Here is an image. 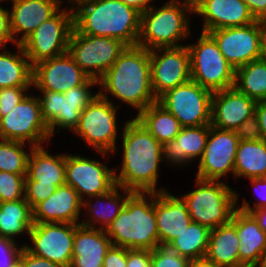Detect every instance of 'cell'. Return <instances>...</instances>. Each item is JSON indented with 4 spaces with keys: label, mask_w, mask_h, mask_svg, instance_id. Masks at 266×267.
Masks as SVG:
<instances>
[{
    "label": "cell",
    "mask_w": 266,
    "mask_h": 267,
    "mask_svg": "<svg viewBox=\"0 0 266 267\" xmlns=\"http://www.w3.org/2000/svg\"><path fill=\"white\" fill-rule=\"evenodd\" d=\"M124 4L131 6L132 8H135L140 13H143L144 11L148 10L150 7H152L154 4H156L157 0H120Z\"/></svg>",
    "instance_id": "51"
},
{
    "label": "cell",
    "mask_w": 266,
    "mask_h": 267,
    "mask_svg": "<svg viewBox=\"0 0 266 267\" xmlns=\"http://www.w3.org/2000/svg\"><path fill=\"white\" fill-rule=\"evenodd\" d=\"M18 261L23 267H61L52 261L31 254L24 247L19 252Z\"/></svg>",
    "instance_id": "48"
},
{
    "label": "cell",
    "mask_w": 266,
    "mask_h": 267,
    "mask_svg": "<svg viewBox=\"0 0 266 267\" xmlns=\"http://www.w3.org/2000/svg\"><path fill=\"white\" fill-rule=\"evenodd\" d=\"M15 45L10 28V15L8 5L0 3V47H9Z\"/></svg>",
    "instance_id": "45"
},
{
    "label": "cell",
    "mask_w": 266,
    "mask_h": 267,
    "mask_svg": "<svg viewBox=\"0 0 266 267\" xmlns=\"http://www.w3.org/2000/svg\"><path fill=\"white\" fill-rule=\"evenodd\" d=\"M32 74L33 66L21 44H15L12 47H0V89L32 87Z\"/></svg>",
    "instance_id": "32"
},
{
    "label": "cell",
    "mask_w": 266,
    "mask_h": 267,
    "mask_svg": "<svg viewBox=\"0 0 266 267\" xmlns=\"http://www.w3.org/2000/svg\"><path fill=\"white\" fill-rule=\"evenodd\" d=\"M262 23H263V26H264V32L266 34V16L262 19Z\"/></svg>",
    "instance_id": "58"
},
{
    "label": "cell",
    "mask_w": 266,
    "mask_h": 267,
    "mask_svg": "<svg viewBox=\"0 0 266 267\" xmlns=\"http://www.w3.org/2000/svg\"><path fill=\"white\" fill-rule=\"evenodd\" d=\"M191 260L182 257L172 242H159L151 250V267H189Z\"/></svg>",
    "instance_id": "39"
},
{
    "label": "cell",
    "mask_w": 266,
    "mask_h": 267,
    "mask_svg": "<svg viewBox=\"0 0 266 267\" xmlns=\"http://www.w3.org/2000/svg\"><path fill=\"white\" fill-rule=\"evenodd\" d=\"M11 267H23L19 261H16Z\"/></svg>",
    "instance_id": "56"
},
{
    "label": "cell",
    "mask_w": 266,
    "mask_h": 267,
    "mask_svg": "<svg viewBox=\"0 0 266 267\" xmlns=\"http://www.w3.org/2000/svg\"><path fill=\"white\" fill-rule=\"evenodd\" d=\"M231 222L236 226L240 239L239 258L246 267H255L266 260V233L255 218L236 209Z\"/></svg>",
    "instance_id": "27"
},
{
    "label": "cell",
    "mask_w": 266,
    "mask_h": 267,
    "mask_svg": "<svg viewBox=\"0 0 266 267\" xmlns=\"http://www.w3.org/2000/svg\"><path fill=\"white\" fill-rule=\"evenodd\" d=\"M74 28L81 34L105 36L137 46L141 13L120 0H79L73 5Z\"/></svg>",
    "instance_id": "3"
},
{
    "label": "cell",
    "mask_w": 266,
    "mask_h": 267,
    "mask_svg": "<svg viewBox=\"0 0 266 267\" xmlns=\"http://www.w3.org/2000/svg\"><path fill=\"white\" fill-rule=\"evenodd\" d=\"M81 214L82 200L77 191L66 183L32 208L33 223L80 224Z\"/></svg>",
    "instance_id": "25"
},
{
    "label": "cell",
    "mask_w": 266,
    "mask_h": 267,
    "mask_svg": "<svg viewBox=\"0 0 266 267\" xmlns=\"http://www.w3.org/2000/svg\"><path fill=\"white\" fill-rule=\"evenodd\" d=\"M182 1H185V2H188V3H191V4H196L199 0H182Z\"/></svg>",
    "instance_id": "57"
},
{
    "label": "cell",
    "mask_w": 266,
    "mask_h": 267,
    "mask_svg": "<svg viewBox=\"0 0 266 267\" xmlns=\"http://www.w3.org/2000/svg\"><path fill=\"white\" fill-rule=\"evenodd\" d=\"M261 59L266 62V34L262 38Z\"/></svg>",
    "instance_id": "54"
},
{
    "label": "cell",
    "mask_w": 266,
    "mask_h": 267,
    "mask_svg": "<svg viewBox=\"0 0 266 267\" xmlns=\"http://www.w3.org/2000/svg\"><path fill=\"white\" fill-rule=\"evenodd\" d=\"M198 33L194 37L196 42L192 33L186 44L190 53L191 80L212 92L234 87L235 69L208 33Z\"/></svg>",
    "instance_id": "9"
},
{
    "label": "cell",
    "mask_w": 266,
    "mask_h": 267,
    "mask_svg": "<svg viewBox=\"0 0 266 267\" xmlns=\"http://www.w3.org/2000/svg\"><path fill=\"white\" fill-rule=\"evenodd\" d=\"M189 267H218L207 259L191 260Z\"/></svg>",
    "instance_id": "53"
},
{
    "label": "cell",
    "mask_w": 266,
    "mask_h": 267,
    "mask_svg": "<svg viewBox=\"0 0 266 267\" xmlns=\"http://www.w3.org/2000/svg\"><path fill=\"white\" fill-rule=\"evenodd\" d=\"M119 110L121 109L98 94L81 112L72 138H80L94 154L95 151L112 154L125 124L131 118L126 116L129 118L120 122Z\"/></svg>",
    "instance_id": "7"
},
{
    "label": "cell",
    "mask_w": 266,
    "mask_h": 267,
    "mask_svg": "<svg viewBox=\"0 0 266 267\" xmlns=\"http://www.w3.org/2000/svg\"><path fill=\"white\" fill-rule=\"evenodd\" d=\"M193 189L182 193L192 222L210 230L231 221L236 210V188L223 180L194 178Z\"/></svg>",
    "instance_id": "6"
},
{
    "label": "cell",
    "mask_w": 266,
    "mask_h": 267,
    "mask_svg": "<svg viewBox=\"0 0 266 267\" xmlns=\"http://www.w3.org/2000/svg\"><path fill=\"white\" fill-rule=\"evenodd\" d=\"M246 181H248L246 183H250L249 185H251L246 187H251L248 190L253 191L250 195H253V197H255V200L253 199V197L250 198L253 201L245 198L246 195H242L241 193H239L240 191H237V189L239 188H236V209L242 212L250 213L251 211L266 207V177L251 178L246 179ZM240 196H244L242 197V200Z\"/></svg>",
    "instance_id": "38"
},
{
    "label": "cell",
    "mask_w": 266,
    "mask_h": 267,
    "mask_svg": "<svg viewBox=\"0 0 266 267\" xmlns=\"http://www.w3.org/2000/svg\"><path fill=\"white\" fill-rule=\"evenodd\" d=\"M255 267H266V260L263 261L260 265H257Z\"/></svg>",
    "instance_id": "59"
},
{
    "label": "cell",
    "mask_w": 266,
    "mask_h": 267,
    "mask_svg": "<svg viewBox=\"0 0 266 267\" xmlns=\"http://www.w3.org/2000/svg\"><path fill=\"white\" fill-rule=\"evenodd\" d=\"M32 226V208L25 198L0 203V237L24 246Z\"/></svg>",
    "instance_id": "31"
},
{
    "label": "cell",
    "mask_w": 266,
    "mask_h": 267,
    "mask_svg": "<svg viewBox=\"0 0 266 267\" xmlns=\"http://www.w3.org/2000/svg\"><path fill=\"white\" fill-rule=\"evenodd\" d=\"M32 87H7L0 89V118L9 114L10 110L25 97Z\"/></svg>",
    "instance_id": "41"
},
{
    "label": "cell",
    "mask_w": 266,
    "mask_h": 267,
    "mask_svg": "<svg viewBox=\"0 0 266 267\" xmlns=\"http://www.w3.org/2000/svg\"><path fill=\"white\" fill-rule=\"evenodd\" d=\"M250 214L258 222L260 228L266 233V207L251 211Z\"/></svg>",
    "instance_id": "52"
},
{
    "label": "cell",
    "mask_w": 266,
    "mask_h": 267,
    "mask_svg": "<svg viewBox=\"0 0 266 267\" xmlns=\"http://www.w3.org/2000/svg\"><path fill=\"white\" fill-rule=\"evenodd\" d=\"M149 55L151 84L156 99L168 90L191 80L187 45L152 49Z\"/></svg>",
    "instance_id": "18"
},
{
    "label": "cell",
    "mask_w": 266,
    "mask_h": 267,
    "mask_svg": "<svg viewBox=\"0 0 266 267\" xmlns=\"http://www.w3.org/2000/svg\"><path fill=\"white\" fill-rule=\"evenodd\" d=\"M22 247L10 239L0 237V267H11L18 261Z\"/></svg>",
    "instance_id": "44"
},
{
    "label": "cell",
    "mask_w": 266,
    "mask_h": 267,
    "mask_svg": "<svg viewBox=\"0 0 266 267\" xmlns=\"http://www.w3.org/2000/svg\"><path fill=\"white\" fill-rule=\"evenodd\" d=\"M194 16L202 20L201 32L241 27L256 21L244 0H199L194 4Z\"/></svg>",
    "instance_id": "20"
},
{
    "label": "cell",
    "mask_w": 266,
    "mask_h": 267,
    "mask_svg": "<svg viewBox=\"0 0 266 267\" xmlns=\"http://www.w3.org/2000/svg\"><path fill=\"white\" fill-rule=\"evenodd\" d=\"M266 177V140L239 141L234 167L238 179Z\"/></svg>",
    "instance_id": "33"
},
{
    "label": "cell",
    "mask_w": 266,
    "mask_h": 267,
    "mask_svg": "<svg viewBox=\"0 0 266 267\" xmlns=\"http://www.w3.org/2000/svg\"><path fill=\"white\" fill-rule=\"evenodd\" d=\"M244 2L256 20H262L266 16V0H244Z\"/></svg>",
    "instance_id": "49"
},
{
    "label": "cell",
    "mask_w": 266,
    "mask_h": 267,
    "mask_svg": "<svg viewBox=\"0 0 266 267\" xmlns=\"http://www.w3.org/2000/svg\"><path fill=\"white\" fill-rule=\"evenodd\" d=\"M34 91L39 95L41 115L47 124L51 140L58 134L60 136L61 131L71 134L79 123L81 112L99 94L98 80L94 78L64 94L56 91Z\"/></svg>",
    "instance_id": "8"
},
{
    "label": "cell",
    "mask_w": 266,
    "mask_h": 267,
    "mask_svg": "<svg viewBox=\"0 0 266 267\" xmlns=\"http://www.w3.org/2000/svg\"><path fill=\"white\" fill-rule=\"evenodd\" d=\"M161 144L174 140L182 128L177 118L155 102L135 117Z\"/></svg>",
    "instance_id": "34"
},
{
    "label": "cell",
    "mask_w": 266,
    "mask_h": 267,
    "mask_svg": "<svg viewBox=\"0 0 266 267\" xmlns=\"http://www.w3.org/2000/svg\"><path fill=\"white\" fill-rule=\"evenodd\" d=\"M102 267H127V248L112 245L104 257Z\"/></svg>",
    "instance_id": "46"
},
{
    "label": "cell",
    "mask_w": 266,
    "mask_h": 267,
    "mask_svg": "<svg viewBox=\"0 0 266 267\" xmlns=\"http://www.w3.org/2000/svg\"><path fill=\"white\" fill-rule=\"evenodd\" d=\"M51 143L32 148L25 181H39V184H54L57 187L66 183V151L52 153L48 148Z\"/></svg>",
    "instance_id": "29"
},
{
    "label": "cell",
    "mask_w": 266,
    "mask_h": 267,
    "mask_svg": "<svg viewBox=\"0 0 266 267\" xmlns=\"http://www.w3.org/2000/svg\"><path fill=\"white\" fill-rule=\"evenodd\" d=\"M212 94L189 80L165 92L157 102L177 118L181 127H196L211 123Z\"/></svg>",
    "instance_id": "14"
},
{
    "label": "cell",
    "mask_w": 266,
    "mask_h": 267,
    "mask_svg": "<svg viewBox=\"0 0 266 267\" xmlns=\"http://www.w3.org/2000/svg\"><path fill=\"white\" fill-rule=\"evenodd\" d=\"M126 47L116 38L81 34L73 28L68 53L86 74L99 80Z\"/></svg>",
    "instance_id": "13"
},
{
    "label": "cell",
    "mask_w": 266,
    "mask_h": 267,
    "mask_svg": "<svg viewBox=\"0 0 266 267\" xmlns=\"http://www.w3.org/2000/svg\"><path fill=\"white\" fill-rule=\"evenodd\" d=\"M234 87L256 102L266 100V62L258 59L237 68Z\"/></svg>",
    "instance_id": "35"
},
{
    "label": "cell",
    "mask_w": 266,
    "mask_h": 267,
    "mask_svg": "<svg viewBox=\"0 0 266 267\" xmlns=\"http://www.w3.org/2000/svg\"><path fill=\"white\" fill-rule=\"evenodd\" d=\"M64 5L63 0H11L8 8L15 43L21 44L40 24L54 16Z\"/></svg>",
    "instance_id": "22"
},
{
    "label": "cell",
    "mask_w": 266,
    "mask_h": 267,
    "mask_svg": "<svg viewBox=\"0 0 266 267\" xmlns=\"http://www.w3.org/2000/svg\"><path fill=\"white\" fill-rule=\"evenodd\" d=\"M210 229L196 222L190 225L179 234L172 244L178 249L182 257L189 260H198L205 258Z\"/></svg>",
    "instance_id": "36"
},
{
    "label": "cell",
    "mask_w": 266,
    "mask_h": 267,
    "mask_svg": "<svg viewBox=\"0 0 266 267\" xmlns=\"http://www.w3.org/2000/svg\"><path fill=\"white\" fill-rule=\"evenodd\" d=\"M154 209L159 242H172L192 222L184 197L169 188L154 192Z\"/></svg>",
    "instance_id": "24"
},
{
    "label": "cell",
    "mask_w": 266,
    "mask_h": 267,
    "mask_svg": "<svg viewBox=\"0 0 266 267\" xmlns=\"http://www.w3.org/2000/svg\"><path fill=\"white\" fill-rule=\"evenodd\" d=\"M84 155L76 152L73 154L67 150L65 167L66 184L77 191L82 201L105 194L116 186L114 167H110L111 164L108 163L109 160L112 163V159H116L112 154L96 152L93 157ZM97 155L101 159H98Z\"/></svg>",
    "instance_id": "10"
},
{
    "label": "cell",
    "mask_w": 266,
    "mask_h": 267,
    "mask_svg": "<svg viewBox=\"0 0 266 267\" xmlns=\"http://www.w3.org/2000/svg\"><path fill=\"white\" fill-rule=\"evenodd\" d=\"M209 129L210 124L182 127L174 140L162 144V160L166 168L183 171L188 165L194 167L204 153Z\"/></svg>",
    "instance_id": "21"
},
{
    "label": "cell",
    "mask_w": 266,
    "mask_h": 267,
    "mask_svg": "<svg viewBox=\"0 0 266 267\" xmlns=\"http://www.w3.org/2000/svg\"><path fill=\"white\" fill-rule=\"evenodd\" d=\"M131 193L132 191L116 185L105 194L84 199L80 225L107 230L119 215Z\"/></svg>",
    "instance_id": "26"
},
{
    "label": "cell",
    "mask_w": 266,
    "mask_h": 267,
    "mask_svg": "<svg viewBox=\"0 0 266 267\" xmlns=\"http://www.w3.org/2000/svg\"><path fill=\"white\" fill-rule=\"evenodd\" d=\"M106 233L115 246L155 249L159 239L154 192H132Z\"/></svg>",
    "instance_id": "5"
},
{
    "label": "cell",
    "mask_w": 266,
    "mask_h": 267,
    "mask_svg": "<svg viewBox=\"0 0 266 267\" xmlns=\"http://www.w3.org/2000/svg\"><path fill=\"white\" fill-rule=\"evenodd\" d=\"M264 33L262 20H256L246 26L216 29L208 32L217 43L225 59L235 70L251 61L261 59Z\"/></svg>",
    "instance_id": "17"
},
{
    "label": "cell",
    "mask_w": 266,
    "mask_h": 267,
    "mask_svg": "<svg viewBox=\"0 0 266 267\" xmlns=\"http://www.w3.org/2000/svg\"><path fill=\"white\" fill-rule=\"evenodd\" d=\"M57 189L54 184H39V181H25V199L33 208L39 202L46 200Z\"/></svg>",
    "instance_id": "42"
},
{
    "label": "cell",
    "mask_w": 266,
    "mask_h": 267,
    "mask_svg": "<svg viewBox=\"0 0 266 267\" xmlns=\"http://www.w3.org/2000/svg\"><path fill=\"white\" fill-rule=\"evenodd\" d=\"M255 115L257 116L263 139L266 140V100L256 103Z\"/></svg>",
    "instance_id": "50"
},
{
    "label": "cell",
    "mask_w": 266,
    "mask_h": 267,
    "mask_svg": "<svg viewBox=\"0 0 266 267\" xmlns=\"http://www.w3.org/2000/svg\"><path fill=\"white\" fill-rule=\"evenodd\" d=\"M112 156L121 160L115 164V182L132 192H160L168 188L159 186L162 166V144L134 117L125 124ZM119 152V153H118ZM160 180V181H159Z\"/></svg>",
    "instance_id": "1"
},
{
    "label": "cell",
    "mask_w": 266,
    "mask_h": 267,
    "mask_svg": "<svg viewBox=\"0 0 266 267\" xmlns=\"http://www.w3.org/2000/svg\"><path fill=\"white\" fill-rule=\"evenodd\" d=\"M112 245L106 230L79 225L75 229L70 267H102Z\"/></svg>",
    "instance_id": "28"
},
{
    "label": "cell",
    "mask_w": 266,
    "mask_h": 267,
    "mask_svg": "<svg viewBox=\"0 0 266 267\" xmlns=\"http://www.w3.org/2000/svg\"><path fill=\"white\" fill-rule=\"evenodd\" d=\"M127 267H151V250L127 248Z\"/></svg>",
    "instance_id": "47"
},
{
    "label": "cell",
    "mask_w": 266,
    "mask_h": 267,
    "mask_svg": "<svg viewBox=\"0 0 266 267\" xmlns=\"http://www.w3.org/2000/svg\"><path fill=\"white\" fill-rule=\"evenodd\" d=\"M80 224L33 223L26 244L31 254L52 261L61 267H70L75 229Z\"/></svg>",
    "instance_id": "16"
},
{
    "label": "cell",
    "mask_w": 266,
    "mask_h": 267,
    "mask_svg": "<svg viewBox=\"0 0 266 267\" xmlns=\"http://www.w3.org/2000/svg\"><path fill=\"white\" fill-rule=\"evenodd\" d=\"M239 138L235 131L220 130L210 125L206 147L193 170L202 180H234V167Z\"/></svg>",
    "instance_id": "15"
},
{
    "label": "cell",
    "mask_w": 266,
    "mask_h": 267,
    "mask_svg": "<svg viewBox=\"0 0 266 267\" xmlns=\"http://www.w3.org/2000/svg\"><path fill=\"white\" fill-rule=\"evenodd\" d=\"M26 174L0 171V203L25 198Z\"/></svg>",
    "instance_id": "40"
},
{
    "label": "cell",
    "mask_w": 266,
    "mask_h": 267,
    "mask_svg": "<svg viewBox=\"0 0 266 267\" xmlns=\"http://www.w3.org/2000/svg\"><path fill=\"white\" fill-rule=\"evenodd\" d=\"M9 112L0 118V139L23 142L33 147L55 141L51 140L41 115L38 95L33 89Z\"/></svg>",
    "instance_id": "12"
},
{
    "label": "cell",
    "mask_w": 266,
    "mask_h": 267,
    "mask_svg": "<svg viewBox=\"0 0 266 267\" xmlns=\"http://www.w3.org/2000/svg\"><path fill=\"white\" fill-rule=\"evenodd\" d=\"M235 133L240 141L263 140V135L255 114L244 120L235 130Z\"/></svg>",
    "instance_id": "43"
},
{
    "label": "cell",
    "mask_w": 266,
    "mask_h": 267,
    "mask_svg": "<svg viewBox=\"0 0 266 267\" xmlns=\"http://www.w3.org/2000/svg\"><path fill=\"white\" fill-rule=\"evenodd\" d=\"M98 91L118 108L122 109L124 104L132 109L134 114L128 115L134 118L157 102L151 84L149 50L138 45L127 46L98 80Z\"/></svg>",
    "instance_id": "2"
},
{
    "label": "cell",
    "mask_w": 266,
    "mask_h": 267,
    "mask_svg": "<svg viewBox=\"0 0 266 267\" xmlns=\"http://www.w3.org/2000/svg\"><path fill=\"white\" fill-rule=\"evenodd\" d=\"M65 4H68V5H73L76 1H79V0H63Z\"/></svg>",
    "instance_id": "55"
},
{
    "label": "cell",
    "mask_w": 266,
    "mask_h": 267,
    "mask_svg": "<svg viewBox=\"0 0 266 267\" xmlns=\"http://www.w3.org/2000/svg\"><path fill=\"white\" fill-rule=\"evenodd\" d=\"M11 0H0V3H5L6 5H8V3L10 2Z\"/></svg>",
    "instance_id": "60"
},
{
    "label": "cell",
    "mask_w": 266,
    "mask_h": 267,
    "mask_svg": "<svg viewBox=\"0 0 266 267\" xmlns=\"http://www.w3.org/2000/svg\"><path fill=\"white\" fill-rule=\"evenodd\" d=\"M32 148L23 142L0 139V171L27 174Z\"/></svg>",
    "instance_id": "37"
},
{
    "label": "cell",
    "mask_w": 266,
    "mask_h": 267,
    "mask_svg": "<svg viewBox=\"0 0 266 267\" xmlns=\"http://www.w3.org/2000/svg\"><path fill=\"white\" fill-rule=\"evenodd\" d=\"M74 28L72 5L65 4L54 16L40 24L21 46L33 66L36 63L68 52Z\"/></svg>",
    "instance_id": "11"
},
{
    "label": "cell",
    "mask_w": 266,
    "mask_h": 267,
    "mask_svg": "<svg viewBox=\"0 0 266 267\" xmlns=\"http://www.w3.org/2000/svg\"><path fill=\"white\" fill-rule=\"evenodd\" d=\"M240 239L230 221L210 231L205 259L218 267H246L239 258Z\"/></svg>",
    "instance_id": "30"
},
{
    "label": "cell",
    "mask_w": 266,
    "mask_h": 267,
    "mask_svg": "<svg viewBox=\"0 0 266 267\" xmlns=\"http://www.w3.org/2000/svg\"><path fill=\"white\" fill-rule=\"evenodd\" d=\"M91 77L66 52L33 65L32 89L65 93L84 85Z\"/></svg>",
    "instance_id": "19"
},
{
    "label": "cell",
    "mask_w": 266,
    "mask_h": 267,
    "mask_svg": "<svg viewBox=\"0 0 266 267\" xmlns=\"http://www.w3.org/2000/svg\"><path fill=\"white\" fill-rule=\"evenodd\" d=\"M256 103L235 87L215 91L211 99L210 125L220 130L235 131L244 120L255 114Z\"/></svg>",
    "instance_id": "23"
},
{
    "label": "cell",
    "mask_w": 266,
    "mask_h": 267,
    "mask_svg": "<svg viewBox=\"0 0 266 267\" xmlns=\"http://www.w3.org/2000/svg\"><path fill=\"white\" fill-rule=\"evenodd\" d=\"M164 1L141 13L137 45L149 51L186 45L195 30L191 27L192 19L196 18L193 4L182 0Z\"/></svg>",
    "instance_id": "4"
}]
</instances>
